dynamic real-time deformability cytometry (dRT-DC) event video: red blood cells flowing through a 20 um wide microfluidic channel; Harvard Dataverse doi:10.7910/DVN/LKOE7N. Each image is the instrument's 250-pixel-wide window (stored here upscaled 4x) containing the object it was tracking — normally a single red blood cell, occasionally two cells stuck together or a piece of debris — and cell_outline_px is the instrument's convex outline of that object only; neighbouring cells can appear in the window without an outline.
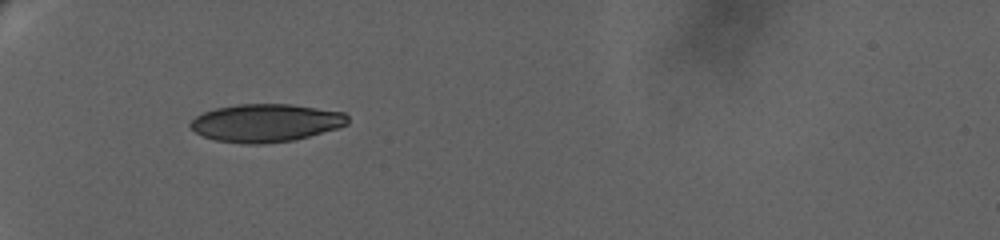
{"species": "human", "species_latin": "Homo sapiens", "temperature_condition": "warm", "stored_images_in_passage": 2, "camera_frame_rate_fps": 3000, "um_per_image_px": 0.085, "donor": {"sex": "female"}, "frame": {"image": 1, "passage_image": 1, "time_ms": 0.0, "image_size_px": [1000, 240], "cell_outline_px": [[348, 124], [340, 128], [292, 140], [260, 144], [240, 144], [216, 140], [204, 136], [196, 132], [188, 124], [196, 116], [204, 112], [216, 108], [236, 104], [292, 104], [344, 112], [348, 116]], "centroid_in_image_um": [22.61, 10.44], "position_along_channel_um": 62.4, "area_um2": 34.8}}